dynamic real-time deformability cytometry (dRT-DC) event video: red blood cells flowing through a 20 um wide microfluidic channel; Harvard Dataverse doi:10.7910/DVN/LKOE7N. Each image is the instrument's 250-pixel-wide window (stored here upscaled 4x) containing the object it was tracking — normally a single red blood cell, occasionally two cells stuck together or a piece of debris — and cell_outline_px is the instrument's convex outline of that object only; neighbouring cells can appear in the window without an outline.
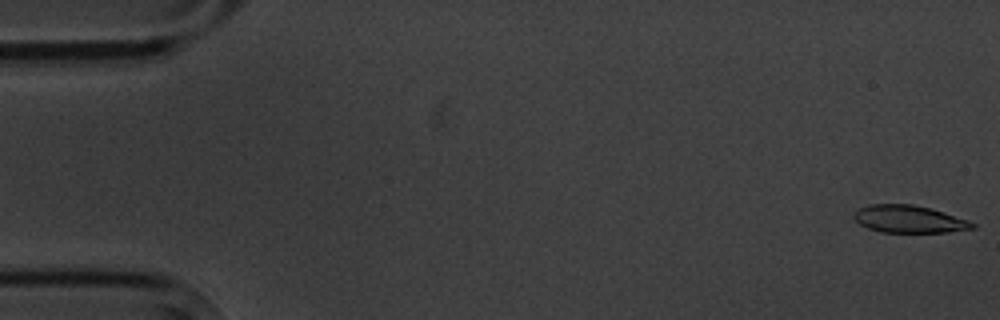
{"species": "common noctule bat (a hibernating species)", "species_latin": "Nyctalus noctula", "temperature_condition": "cold", "stored_images_in_passage": 5, "camera_frame_rate_fps": 3000, "um_per_image_px": 0.085, "animal": {"sex": "male", "body_mass_g": 20.1, "forearm_length_mm": 53.5}, "frame": {"image": 1, "passage_image": 1, "time_ms": 0.0, "image_size_px": [1000, 320], "cell_outline_px": [[976, 228], [948, 232], [880, 232], [868, 228], [860, 224], [852, 216], [860, 208], [868, 204], [912, 204], [944, 212], [968, 220], [976, 224]], "centroid_in_image_um": [77.28, 18.63], "position_along_channel_um": 7.7, "area_um2": 18.84}}
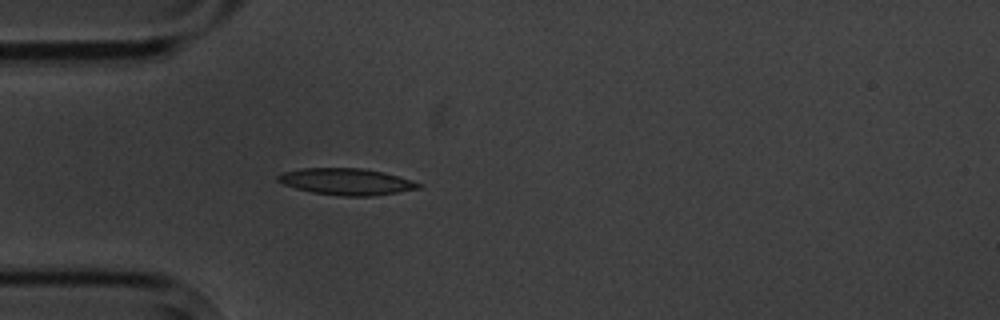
{"frame": {"image": 2, "passage_image": 5, "time_ms": 5.0, "image_size_px": [1000, 320], "cell_outline_px": [[424, 184], [420, 188], [372, 196], [340, 196], [312, 192], [296, 188], [284, 184], [276, 180], [276, 176], [284, 172], [300, 168], [360, 168], [380, 172], [412, 180]], "centroid_in_image_um": [29.42, 15.44], "position_along_channel_um": 55.6, "area_um2": 21.56}}